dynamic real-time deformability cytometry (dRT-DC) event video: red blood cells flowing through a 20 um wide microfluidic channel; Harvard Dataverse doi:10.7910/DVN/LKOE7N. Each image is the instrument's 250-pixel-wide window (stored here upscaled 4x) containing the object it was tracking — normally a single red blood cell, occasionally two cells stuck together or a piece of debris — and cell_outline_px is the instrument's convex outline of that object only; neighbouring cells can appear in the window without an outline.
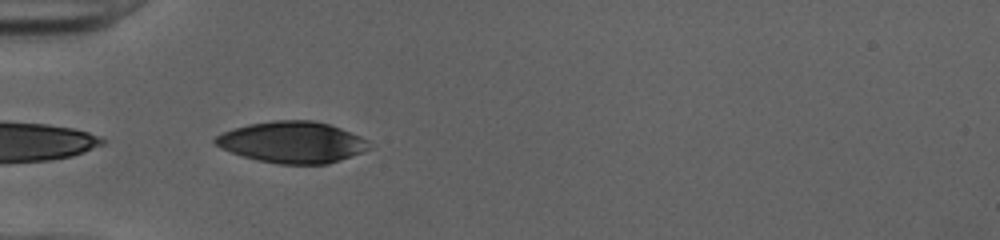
{"species": "human", "species_latin": "Homo sapiens", "temperature_condition": "cold", "stored_images_in_passage": 35, "camera_frame_rate_fps": 3000, "um_per_image_px": 0.085, "donor": {"sex": "female"}, "frame": {"image": 1, "passage_image": 1, "time_ms": 0.0, "image_size_px": [1000, 240], "cell_outline_px": [[372, 148], [340, 160], [328, 164], [280, 164], [256, 160], [220, 148], [212, 140], [216, 136], [224, 132], [248, 124], [276, 120], [312, 120], [328, 124], [340, 128], [360, 136], [368, 140]], "centroid_in_image_um": [24.86, 12.09], "position_along_channel_um": 60.1, "area_um2": 36.93}}
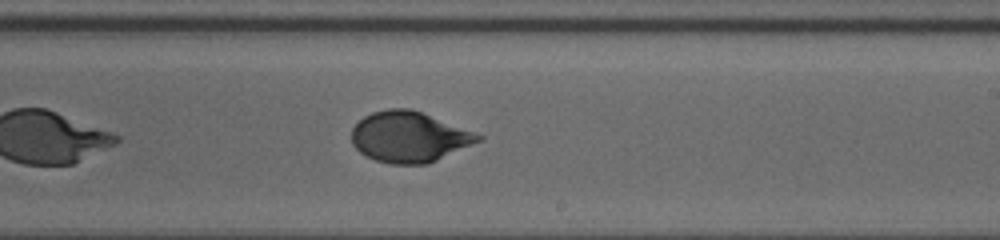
{"frame": {"image": 2, "passage_image": 16, "time_ms": 5.0, "image_size_px": [1000, 240], "cell_outline_px": [[484, 140], [428, 164], [392, 164], [376, 160], [360, 152], [352, 144], [352, 128], [364, 116], [372, 112], [388, 108], [412, 108], [476, 132], [484, 136]], "centroid_in_image_um": [34.82, 11.63], "position_along_channel_um": 254.2, "area_um2": 37.63}}
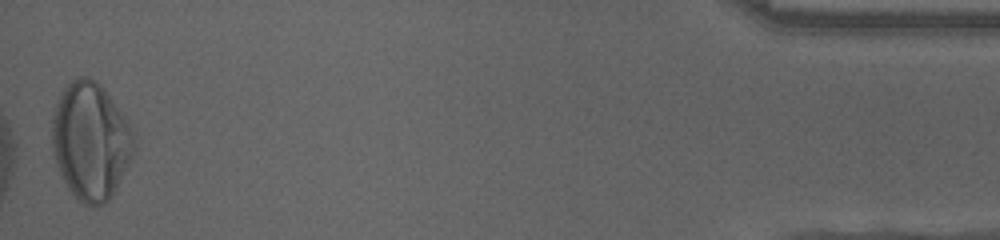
{"frame": {"image": 3, "passage_image": 35, "time_ms": 11.333, "image_size_px": [1000, 240], "cell_outline_px": [[132, 156], [112, 196], [104, 204], [96, 208], [92, 208], [84, 204], [68, 188], [56, 164], [52, 148], [52, 120], [56, 104], [64, 88], [72, 80], [80, 76], [88, 76], [96, 80], [104, 88], [132, 128]], "centroid_in_image_um": [7.68, 12.0], "position_along_channel_um": 427.5, "area_um2": 55.49}, "authors_computed_cell_mechanics": {"area_um2": 37.57, "velocity_mm_per_s": 4.0172, "shape_relaxation_time_tau1_ms": 3.1888, "shape_relaxation_time_tau2_ms": 0.8737, "deformation_change_tau1": 0.1726, "deformation_change_tau2": 0.0441}}